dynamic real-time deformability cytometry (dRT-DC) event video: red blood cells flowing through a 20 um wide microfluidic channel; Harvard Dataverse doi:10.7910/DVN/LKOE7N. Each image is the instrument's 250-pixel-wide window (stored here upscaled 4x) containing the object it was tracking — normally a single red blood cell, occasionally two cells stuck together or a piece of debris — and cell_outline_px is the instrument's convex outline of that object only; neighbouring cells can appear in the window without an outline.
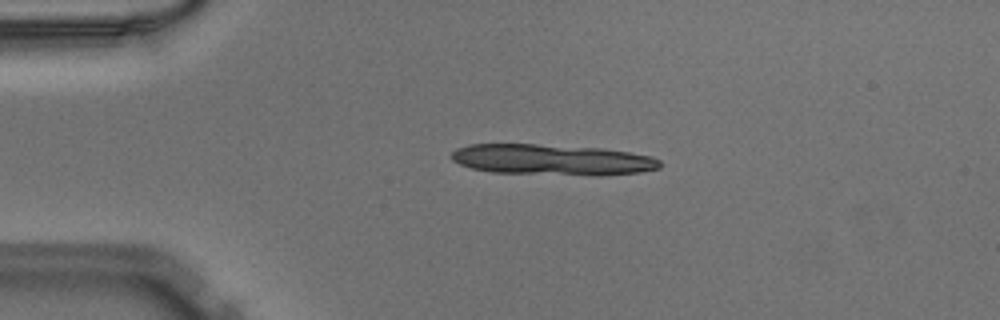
{"species": "Egyptian fruit bat (a non-hibernating species)", "species_latin": "Rousettus aegyptiacus", "temperature_condition": "warm", "stored_images_in_passage": 5, "camera_frame_rate_fps": 3000, "um_per_image_px": 0.085, "animal": {"sex": "male"}, "frame": {"image": 1, "passage_image": 1, "time_ms": 0.0, "image_size_px": [1000, 320], "cell_outline_px": [[660, 168], [640, 172], [600, 176], [596, 176], [492, 172], [472, 168], [460, 164], [452, 160], [452, 152], [456, 148], [468, 144], [536, 144], [604, 148], [652, 156], [660, 160]], "centroid_in_image_um": [46.95, 13.58], "position_along_channel_um": 38.0, "area_um2": 37.69}}